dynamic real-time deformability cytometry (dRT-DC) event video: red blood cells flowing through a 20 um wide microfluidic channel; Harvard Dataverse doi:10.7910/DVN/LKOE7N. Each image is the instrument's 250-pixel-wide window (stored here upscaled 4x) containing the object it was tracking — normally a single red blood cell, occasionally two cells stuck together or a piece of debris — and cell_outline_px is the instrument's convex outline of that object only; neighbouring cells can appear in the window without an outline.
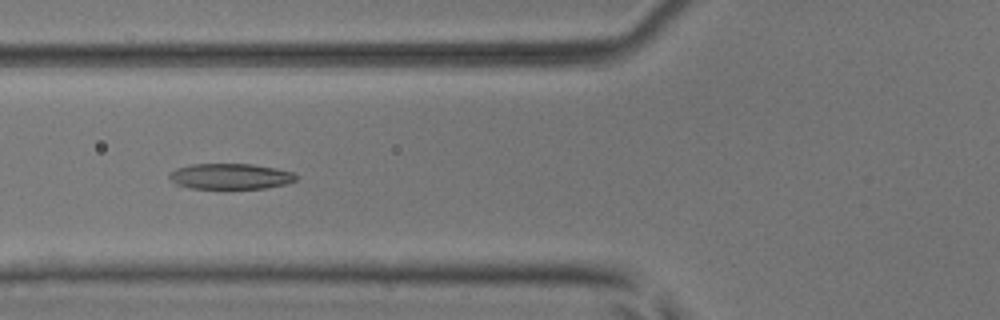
{"species": "common noctule bat (a hibernating species)", "species_latin": "Nyctalus noctula", "temperature_condition": "room temperature", "stored_images_in_passage": 45, "camera_frame_rate_fps": 3000, "um_per_image_px": 0.085, "animal": {"sex": "male", "body_mass_g": 17.9, "forearm_length_mm": 54.2}, "frame": {"image": 1, "passage_image": 12, "time_ms": 3.667, "image_size_px": [1000, 320], "cell_outline_px": [[300, 176], [296, 180], [284, 184], [264, 188], [192, 188], [176, 184], [168, 176], [168, 172], [176, 168], [192, 164], [252, 164], [276, 168], [292, 172]], "centroid_in_image_um": [19.58, 14.98], "position_along_channel_um": 106.2, "area_um2": 18.9}}
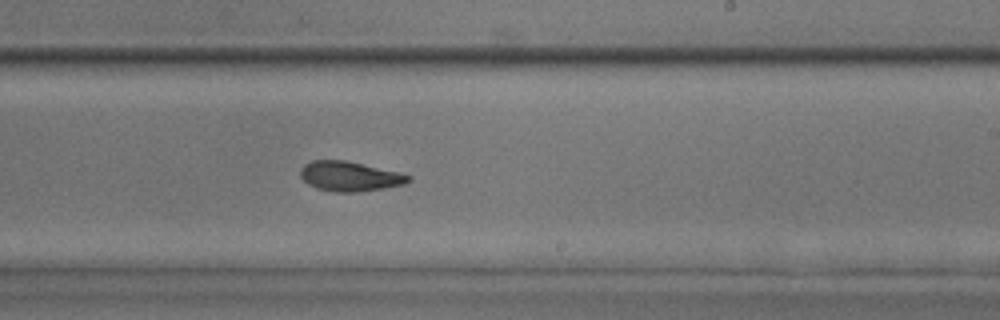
{"frame": {"image": 2, "passage_image": 24, "time_ms": 7.667, "image_size_px": [1000, 320], "cell_outline_px": [[412, 180], [404, 184], [384, 188], [360, 192], [336, 192], [316, 188], [308, 184], [300, 176], [300, 168], [304, 164], [312, 160], [344, 160], [400, 172], [412, 176]], "centroid_in_image_um": [29.73, 14.99], "position_along_channel_um": 259.3, "area_um2": 18.84}}
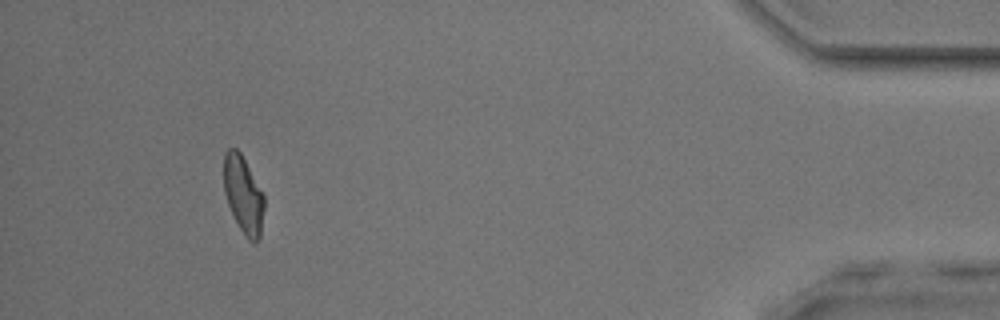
{"frame": {"image": 3, "passage_image": 41, "time_ms": 13.333, "image_size_px": [1000, 320], "cell_outline_px": [[264, 208], [260, 236], [256, 244], [252, 244], [244, 236], [228, 204], [224, 192], [224, 152], [228, 148], [236, 148], [240, 152], [264, 196]], "centroid_in_image_um": [20.68, 16.58], "position_along_channel_um": 414.5, "area_um2": 18.03}, "authors_computed_cell_mechanics": {"area_um2": 18.8428, "velocity_mm_per_s": 3.8406, "shape_relaxation_time_tau1_ms": 6.3206, "shape_relaxation_time_tau2_ms": 2.9585, "deformation_change_tau1": 0.1943, "deformation_change_tau2": 0.098}}